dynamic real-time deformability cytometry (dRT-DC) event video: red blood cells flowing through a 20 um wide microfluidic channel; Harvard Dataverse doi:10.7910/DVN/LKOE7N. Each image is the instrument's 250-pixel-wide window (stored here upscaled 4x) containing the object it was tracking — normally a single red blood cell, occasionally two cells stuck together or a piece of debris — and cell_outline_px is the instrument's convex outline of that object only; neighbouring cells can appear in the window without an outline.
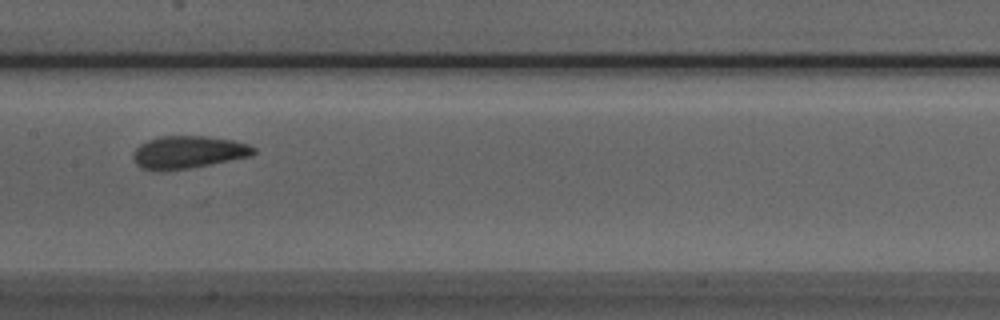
{"species": "Egyptian fruit bat (a non-hibernating species)", "species_latin": "Rousettus aegyptiacus", "temperature_condition": "room temperature", "stored_images_in_passage": 8, "camera_frame_rate_fps": 3000, "um_per_image_px": 0.085, "animal": {"sex": "male"}, "frame": {"image": 1, "passage_image": 6, "time_ms": 1.667, "image_size_px": [1000, 320], "cell_outline_px": [[256, 152], [252, 156], [188, 168], [160, 172], [156, 172], [140, 168], [136, 164], [132, 156], [136, 148], [140, 144], [148, 140], [160, 136], [204, 136], [232, 140], [248, 144], [256, 148]], "centroid_in_image_um": [15.97, 12.95], "position_along_channel_um": 191.4, "area_um2": 23.0}}
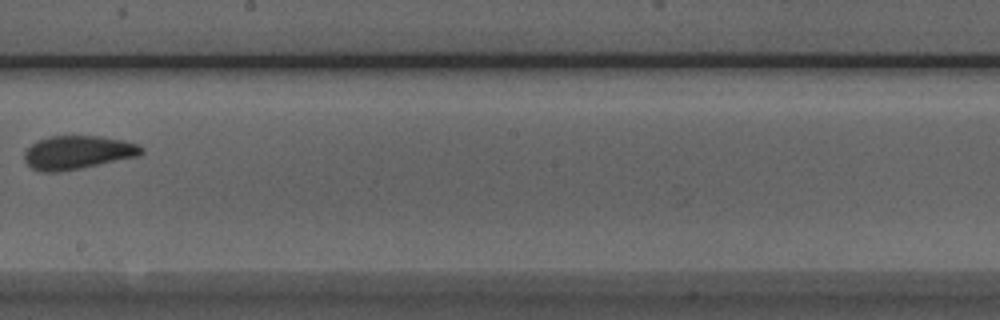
{"frame": {"image": 2, "passage_image": 7, "time_ms": 2.0, "image_size_px": [1000, 320], "cell_outline_px": [[144, 152], [140, 156], [80, 168], [56, 172], [40, 172], [32, 168], [24, 160], [24, 152], [32, 144], [48, 136], [100, 136], [124, 140], [140, 144], [144, 148]], "centroid_in_image_um": [6.64, 12.95], "position_along_channel_um": 241.6, "area_um2": 22.95}}
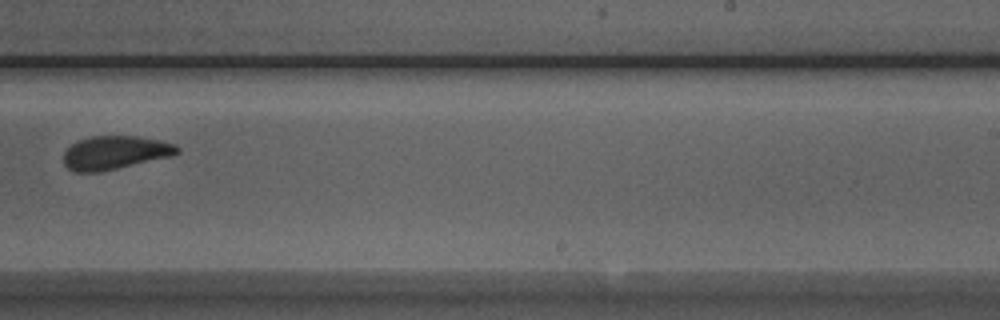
{"frame": {"image": 3, "passage_image": 8, "time_ms": 2.333, "image_size_px": [1000, 320], "cell_outline_px": [[180, 152], [172, 156], [100, 172], [76, 172], [68, 168], [64, 164], [64, 152], [76, 140], [92, 136], [136, 136], [160, 140], [176, 144], [180, 148]], "centroid_in_image_um": [9.79, 12.97], "position_along_channel_um": 279.2, "area_um2": 22.25}}